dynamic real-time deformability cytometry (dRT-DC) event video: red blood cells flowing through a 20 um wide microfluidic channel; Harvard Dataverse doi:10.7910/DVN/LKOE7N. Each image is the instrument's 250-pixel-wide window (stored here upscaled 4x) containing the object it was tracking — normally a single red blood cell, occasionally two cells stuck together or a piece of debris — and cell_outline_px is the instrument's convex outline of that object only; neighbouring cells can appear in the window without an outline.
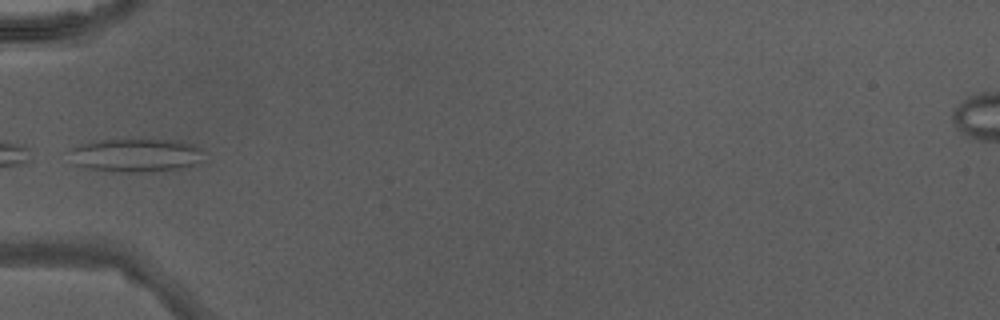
{"species": "Egyptian fruit bat (a non-hibernating species)", "species_latin": "Rousettus aegyptiacus", "temperature_condition": "warm", "stored_images_in_passage": 8, "camera_frame_rate_fps": 3000, "um_per_image_px": 0.085, "animal": {"sex": "male"}, "frame": {"image": 1, "passage_image": 1, "time_ms": 0.0, "image_size_px": [1000, 320], "cell_outline_px": [[204, 160], [180, 168], [152, 172], [128, 172], [92, 168], [72, 164], [68, 148], [80, 144], [100, 140], [180, 140], [192, 144], [200, 148]], "centroid_in_image_um": [11.53, 13.19], "position_along_channel_um": 73.5, "area_um2": 26.07}}